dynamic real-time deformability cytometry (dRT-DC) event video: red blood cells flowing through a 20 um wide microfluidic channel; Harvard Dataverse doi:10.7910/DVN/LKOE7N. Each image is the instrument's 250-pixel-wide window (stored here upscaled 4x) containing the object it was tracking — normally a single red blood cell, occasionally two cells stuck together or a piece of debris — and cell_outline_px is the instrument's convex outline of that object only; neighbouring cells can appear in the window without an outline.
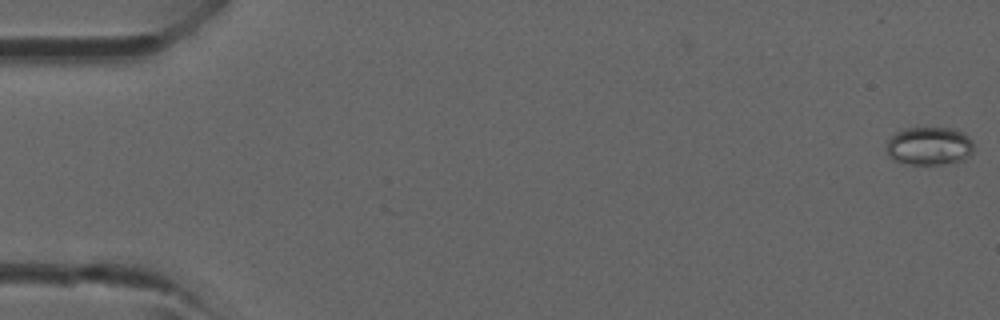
{"species": "common noctule bat (a hibernating species)", "species_latin": "Nyctalus noctula", "temperature_condition": "room temperature", "stored_images_in_passage": 5, "camera_frame_rate_fps": 3000, "um_per_image_px": 0.085, "animal": {"sex": "male", "forearm_length_mm": 52.5}, "frame": {"image": 1, "passage_image": 1, "time_ms": 0.0, "image_size_px": [1000, 320], "cell_outline_px": [[972, 152], [964, 160], [940, 164], [908, 164], [896, 160], [888, 156], [888, 140], [896, 132], [904, 128], [952, 128], [964, 132], [972, 140]], "centroid_in_image_um": [79.01, 12.4], "position_along_channel_um": 6.0, "area_um2": 19.31}}